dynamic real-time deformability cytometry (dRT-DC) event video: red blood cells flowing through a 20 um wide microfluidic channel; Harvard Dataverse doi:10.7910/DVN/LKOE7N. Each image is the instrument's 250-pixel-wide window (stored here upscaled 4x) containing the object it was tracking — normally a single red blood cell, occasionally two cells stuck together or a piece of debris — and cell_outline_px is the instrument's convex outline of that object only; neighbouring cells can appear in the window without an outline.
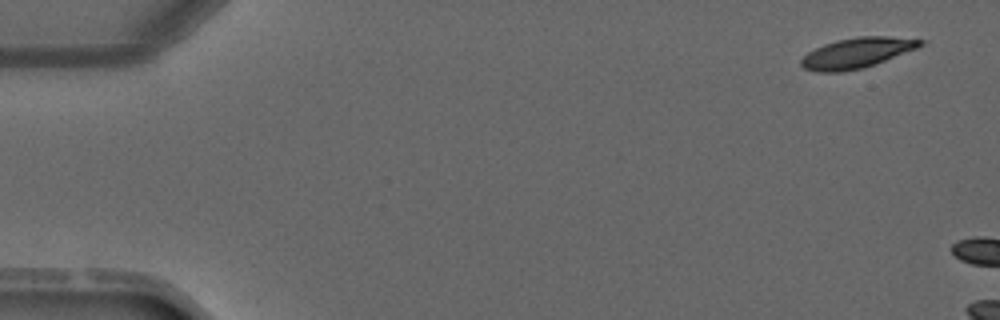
{"species": "common noctule bat (a hibernating species)", "species_latin": "Nyctalus noctula", "temperature_condition": "warm", "stored_images_in_passage": 2, "camera_frame_rate_fps": 3000, "um_per_image_px": 0.085, "animal": {"sex": "male", "forearm_length_mm": 52.5}, "frame": {"image": 1, "passage_image": 1, "time_ms": 0.0, "image_size_px": [1000, 320], "cell_outline_px": [[928, 40], [924, 44], [916, 48], [884, 60], [860, 68], [840, 72], [816, 72], [804, 68], [800, 64], [800, 60], [808, 52], [824, 44], [836, 40], [856, 36], [888, 36]], "centroid_in_image_um": [72.81, 4.48], "position_along_channel_um": 12.2, "area_um2": 20.81}}